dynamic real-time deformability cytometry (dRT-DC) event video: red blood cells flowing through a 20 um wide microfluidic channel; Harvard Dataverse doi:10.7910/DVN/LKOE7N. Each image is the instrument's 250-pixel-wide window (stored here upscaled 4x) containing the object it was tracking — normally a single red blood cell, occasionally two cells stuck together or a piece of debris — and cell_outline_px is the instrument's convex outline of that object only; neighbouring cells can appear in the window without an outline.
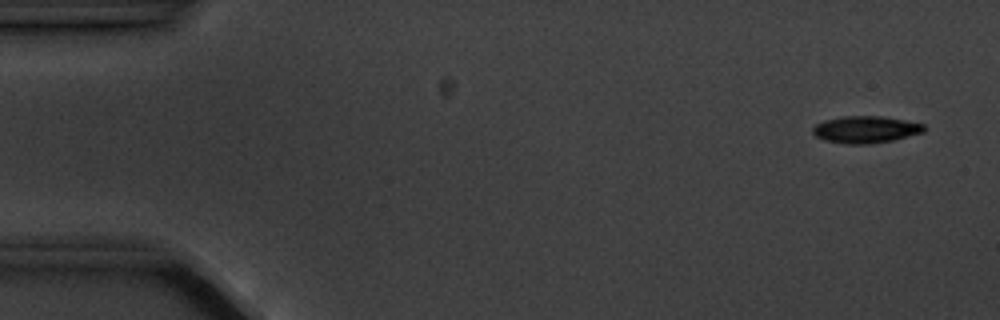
{"species": "common noctule bat (a hibernating species)", "species_latin": "Nyctalus noctula", "temperature_condition": "cold", "stored_images_in_passage": 6, "segment_of_instrument_passage": [2, 2], "camera_frame_rate_fps": 3000, "um_per_image_px": 0.085, "animal": {"sex": "male", "body_mass_g": 20.1, "forearm_length_mm": 53.5}, "frame": {"image": 1, "passage_image": 6, "time_ms": 6.333, "image_size_px": [1000, 320], "cell_outline_px": [[928, 128], [924, 132], [892, 140], [872, 144], [844, 144], [824, 140], [816, 136], [812, 132], [812, 128], [816, 124], [824, 120], [844, 116], [880, 116], [904, 120], [924, 124]], "centroid_in_image_um": [73.58, 11.01], "position_along_channel_um": 11.4, "area_um2": 17.57}}